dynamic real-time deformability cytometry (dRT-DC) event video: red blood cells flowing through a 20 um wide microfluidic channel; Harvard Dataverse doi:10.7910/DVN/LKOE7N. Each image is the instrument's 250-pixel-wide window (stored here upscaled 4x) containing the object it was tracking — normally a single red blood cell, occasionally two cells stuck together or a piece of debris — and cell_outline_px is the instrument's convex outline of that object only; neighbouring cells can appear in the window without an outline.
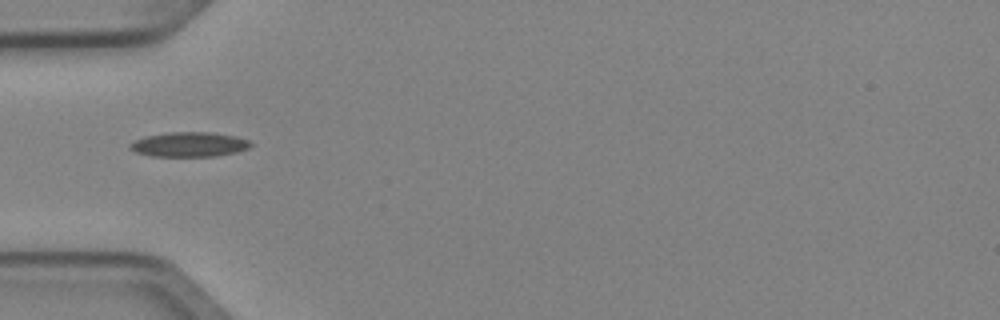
{"species": "Egyptian fruit bat (a non-hibernating species)", "species_latin": "Rousettus aegyptiacus", "temperature_condition": "cold", "stored_images_in_passage": 1, "camera_frame_rate_fps": 3000, "um_per_image_px": 0.085, "animal": {"sex": "female"}, "frame": {"image": 1, "passage_image": 1, "time_ms": 0.0, "image_size_px": [1000, 320], "cell_outline_px": [[252, 144], [248, 148], [236, 152], [212, 156], [152, 156], [136, 152], [128, 148], [128, 144], [144, 136], [168, 132], [212, 132], [236, 136], [248, 140]], "centroid_in_image_um": [16.05, 12.27], "position_along_channel_um": 68.9, "area_um2": 17.34}}